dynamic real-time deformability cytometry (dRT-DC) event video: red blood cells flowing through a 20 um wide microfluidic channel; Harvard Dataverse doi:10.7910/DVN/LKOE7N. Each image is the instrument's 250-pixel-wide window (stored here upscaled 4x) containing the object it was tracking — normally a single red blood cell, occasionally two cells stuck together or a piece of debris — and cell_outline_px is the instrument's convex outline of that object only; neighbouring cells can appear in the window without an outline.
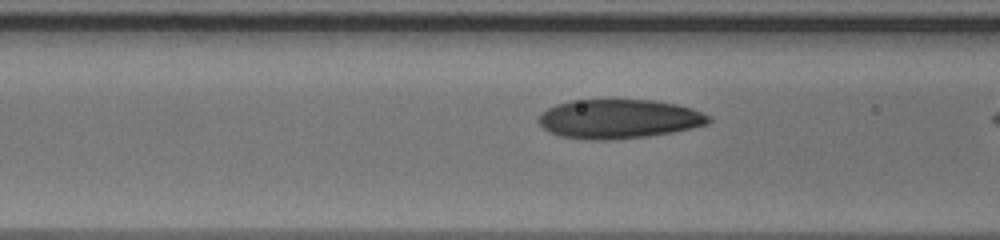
{"species": "human", "species_latin": "Homo sapiens", "temperature_condition": "warm", "stored_images_in_passage": 30, "camera_frame_rate_fps": 3000, "um_per_image_px": 0.085, "donor": {"sex": "male"}, "frame": {"image": 1, "passage_image": 10, "time_ms": 3.0, "image_size_px": [1000, 240], "cell_outline_px": [[712, 120], [708, 124], [692, 128], [672, 132], [648, 136], [608, 140], [592, 140], [560, 136], [548, 132], [540, 124], [540, 112], [556, 104], [572, 100], [652, 100], [676, 104], [692, 108], [712, 116]], "centroid_in_image_um": [52.62, 10.11], "position_along_channel_um": 114.0, "area_um2": 38.9}}
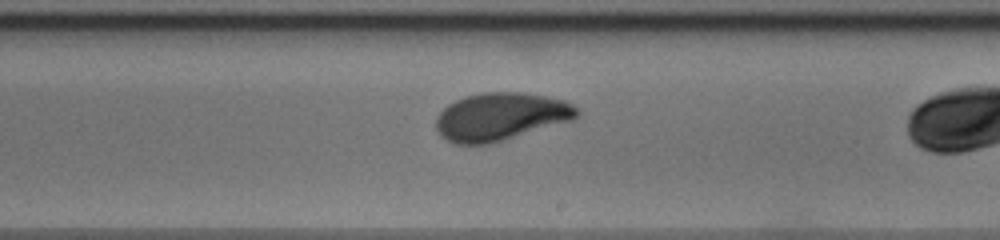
{"frame": {"image": 2, "passage_image": 20, "time_ms": 6.333, "image_size_px": [1000, 240], "cell_outline_px": [[580, 116], [572, 120], [488, 144], [456, 144], [440, 136], [436, 128], [436, 116], [448, 104], [464, 96], [484, 92], [524, 92], [548, 96], [564, 100], [572, 104], [580, 112]], "centroid_in_image_um": [42.55, 9.9], "position_along_channel_um": 246.4, "area_um2": 39.19}}
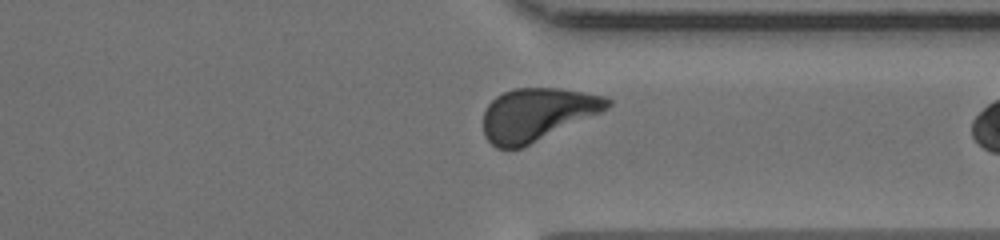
{"frame": {"image": 3, "passage_image": 29, "time_ms": 9.333, "image_size_px": [1000, 240], "cell_outline_px": [[612, 104], [608, 108], [600, 112], [520, 148], [496, 148], [484, 136], [484, 112], [488, 104], [496, 96], [504, 92], [516, 88], [560, 88], [608, 96], [612, 100]], "centroid_in_image_um": [45.65, 9.7], "position_along_channel_um": 365.7, "area_um2": 37.69}}